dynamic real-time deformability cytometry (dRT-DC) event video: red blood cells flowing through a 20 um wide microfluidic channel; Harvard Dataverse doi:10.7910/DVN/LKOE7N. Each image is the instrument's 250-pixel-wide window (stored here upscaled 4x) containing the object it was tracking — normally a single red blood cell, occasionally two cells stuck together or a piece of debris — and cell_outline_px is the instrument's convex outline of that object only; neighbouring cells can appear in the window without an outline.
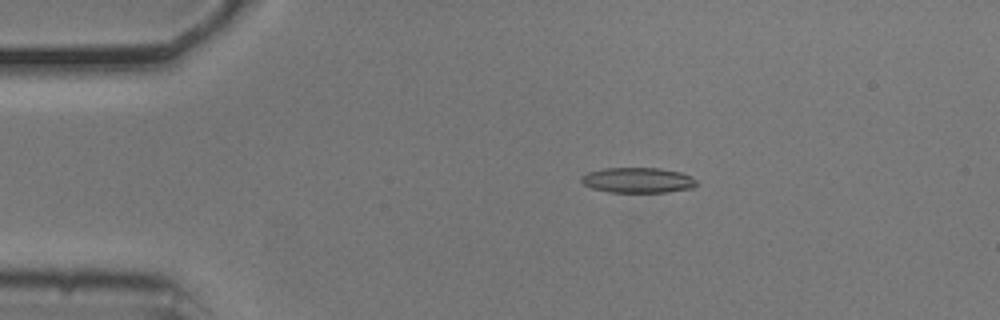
{"species": "common noctule bat (a hibernating species)", "species_latin": "Nyctalus noctula", "temperature_condition": "cold", "stored_images_in_passage": 55, "camera_frame_rate_fps": 3000, "um_per_image_px": 0.085, "animal": {"sex": "male", "body_mass_g": 20.5, "forearm_length_mm": 52.5}, "frame": {"image": 1, "passage_image": 11, "time_ms": 3.333, "image_size_px": [1000, 320], "cell_outline_px": [[696, 184], [692, 188], [668, 192], [608, 192], [592, 188], [584, 184], [580, 180], [580, 176], [588, 172], [604, 168], [660, 168], [680, 172], [696, 180]], "centroid_in_image_um": [54.17, 15.31], "position_along_channel_um": 30.8, "area_um2": 16.94}}
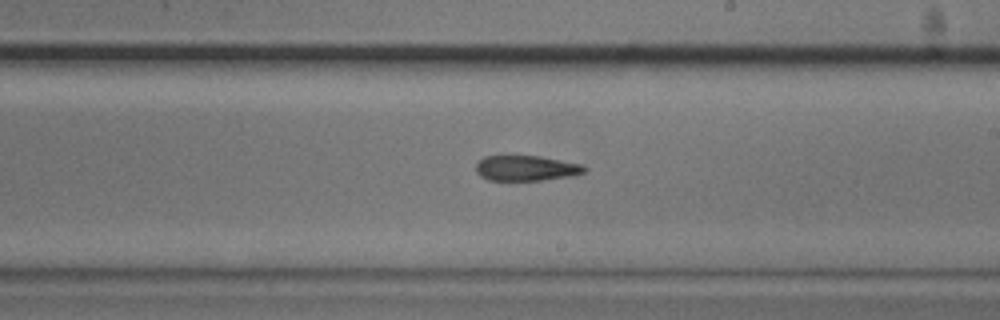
{"frame": {"image": 2, "passage_image": 32, "time_ms": 10.333, "image_size_px": [1000, 320], "cell_outline_px": [[588, 168], [584, 172], [572, 176], [540, 180], [488, 180], [480, 176], [476, 172], [476, 164], [484, 156], [540, 156], [580, 164]], "centroid_in_image_um": [44.7, 14.29], "position_along_channel_um": 244.3, "area_um2": 15.9}}
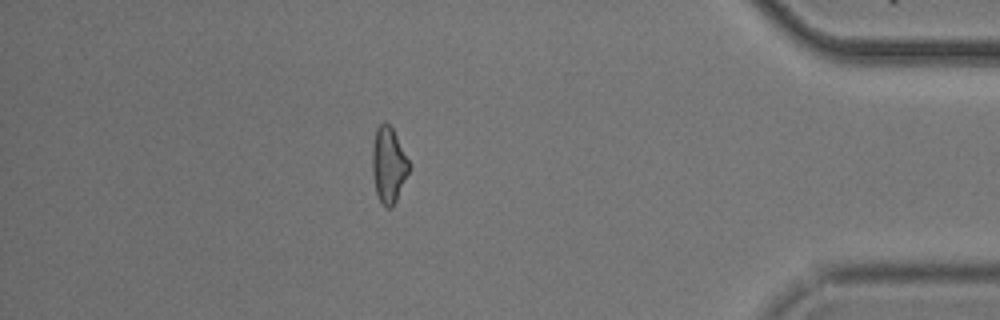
{"frame": {"image": 3, "passage_image": 48, "time_ms": 15.667, "image_size_px": [1000, 320], "cell_outline_px": [[408, 172], [396, 200], [392, 208], [388, 208], [380, 200], [376, 192], [372, 172], [372, 144], [376, 128], [384, 120], [392, 128], [408, 160]], "centroid_in_image_um": [32.99, 13.99], "position_along_channel_um": 402.2, "area_um2": 15.84}, "authors_computed_cell_mechanics": {"area_um2": 16.9354, "velocity_mm_per_s": 3.7238, "shape_relaxation_time_tau1_ms": 11.2049, "shape_relaxation_time_tau2_ms": 8.2437, "deformation_change_tau1": 0.2011, "deformation_change_tau2": 0.2077}}